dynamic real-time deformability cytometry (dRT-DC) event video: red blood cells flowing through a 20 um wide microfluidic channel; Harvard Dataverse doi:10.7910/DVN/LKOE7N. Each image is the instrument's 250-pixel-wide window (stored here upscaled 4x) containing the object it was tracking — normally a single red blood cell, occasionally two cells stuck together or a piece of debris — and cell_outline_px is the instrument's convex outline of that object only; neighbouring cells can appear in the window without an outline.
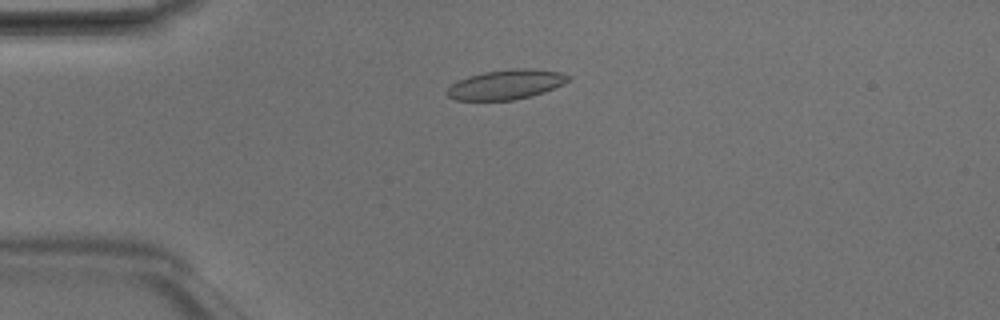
{"species": "Egyptian fruit bat (a non-hibernating species)", "species_latin": "Rousettus aegyptiacus", "temperature_condition": "room temperature", "stored_images_in_passage": 7, "camera_frame_rate_fps": 3000, "um_per_image_px": 0.085, "animal": {"sex": "male"}, "frame": {"image": 1, "passage_image": 4, "time_ms": 1.0, "image_size_px": [1000, 320], "cell_outline_px": [[568, 80], [544, 92], [532, 96], [512, 100], [456, 100], [448, 96], [444, 92], [452, 84], [468, 76], [484, 72], [512, 68], [528, 68], [560, 72], [568, 76]], "centroid_in_image_um": [42.96, 7.18], "position_along_channel_um": 42.0, "area_um2": 20.69}}